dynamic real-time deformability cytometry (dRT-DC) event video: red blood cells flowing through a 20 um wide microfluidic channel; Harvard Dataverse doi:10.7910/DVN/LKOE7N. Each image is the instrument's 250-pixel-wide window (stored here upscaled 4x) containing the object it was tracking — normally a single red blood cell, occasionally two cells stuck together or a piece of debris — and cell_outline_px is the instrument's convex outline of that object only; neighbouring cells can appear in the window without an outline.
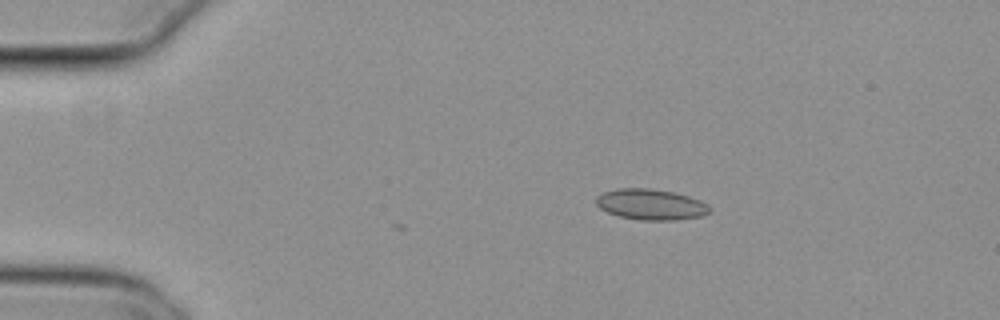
{"species": "common noctule bat (a hibernating species)", "species_latin": "Nyctalus noctula", "temperature_condition": "cold", "stored_images_in_passage": 3, "camera_frame_rate_fps": 3000, "um_per_image_px": 0.085, "animal": {"sex": "female", "body_mass_g": 29.2, "forearm_length_mm": 56.3}, "frame": {"image": 1, "passage_image": 1, "time_ms": 0.0, "image_size_px": [1000, 320], "cell_outline_px": [[712, 212], [700, 216], [676, 220], [640, 220], [620, 216], [608, 212], [600, 208], [596, 204], [596, 196], [604, 192], [620, 188], [648, 188], [676, 192], [700, 200], [708, 204], [712, 208]], "centroid_in_image_um": [55.36, 17.37], "position_along_channel_um": 29.6, "area_um2": 20.46}}